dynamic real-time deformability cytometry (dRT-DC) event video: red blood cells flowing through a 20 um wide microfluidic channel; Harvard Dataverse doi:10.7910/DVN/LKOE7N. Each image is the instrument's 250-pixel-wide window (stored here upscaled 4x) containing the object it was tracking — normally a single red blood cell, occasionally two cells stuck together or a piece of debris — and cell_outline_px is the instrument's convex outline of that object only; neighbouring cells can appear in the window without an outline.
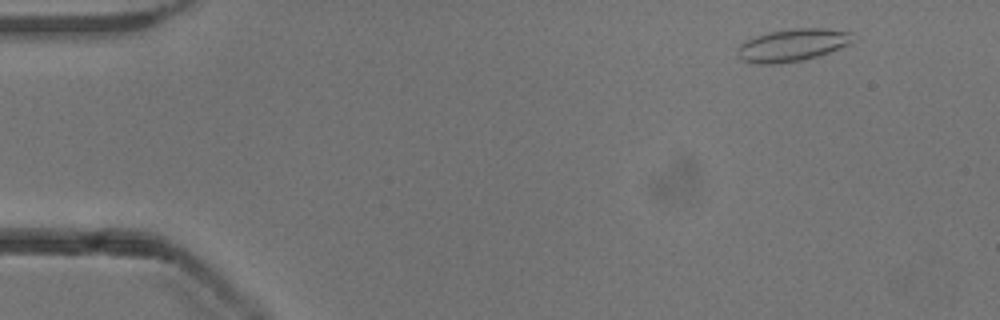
{"species": "common noctule bat (a hibernating species)", "species_latin": "Nyctalus noctula", "temperature_condition": "cold", "stored_images_in_passage": 52, "camera_frame_rate_fps": 3000, "um_per_image_px": 0.085, "animal": {"sex": "male", "body_mass_g": 13.3}, "frame": {"image": 1, "passage_image": 5, "time_ms": 1.333, "image_size_px": [1000, 320], "cell_outline_px": [[856, 40], [840, 48], [804, 60], [776, 64], [752, 64], [744, 60], [740, 56], [736, 48], [740, 44], [756, 36], [772, 32], [792, 28], [828, 28], [852, 32]], "centroid_in_image_um": [67.4, 3.83], "position_along_channel_um": 17.6, "area_um2": 21.79}}
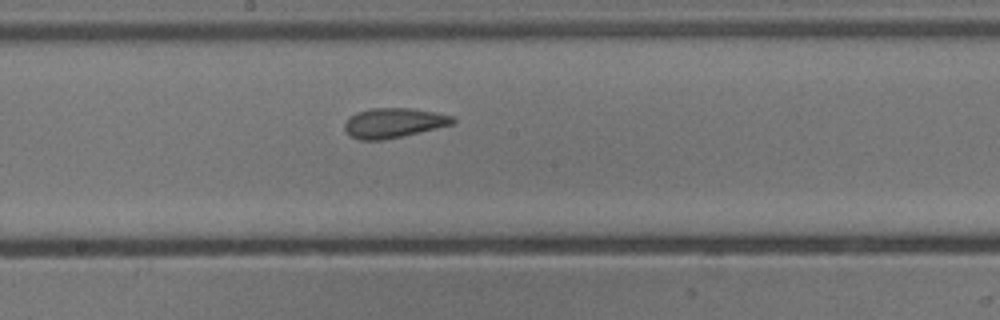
{"frame": {"image": 2, "passage_image": 28, "time_ms": 9.0, "image_size_px": [1000, 320], "cell_outline_px": [[456, 120], [452, 124], [404, 136], [380, 140], [360, 140], [352, 136], [344, 128], [344, 124], [356, 112], [372, 108], [412, 108], [436, 112], [452, 116]], "centroid_in_image_um": [33.48, 10.44], "position_along_channel_um": 214.7, "area_um2": 18.55}}
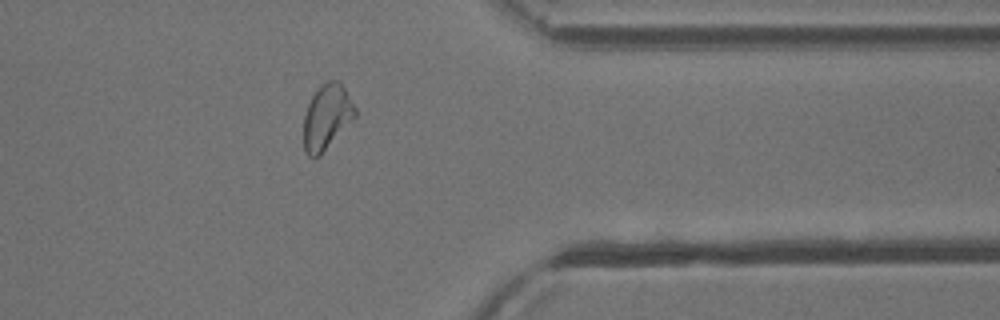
{"frame": {"image": 3, "passage_image": 42, "time_ms": 13.667, "image_size_px": [1000, 320], "cell_outline_px": [[356, 116], [320, 156], [312, 160], [308, 156], [304, 148], [304, 116], [308, 104], [312, 96], [320, 84], [328, 80], [336, 80], [344, 88], [356, 108]], "centroid_in_image_um": [27.76, 9.97], "position_along_channel_um": 383.6, "area_um2": 19.48}, "authors_computed_cell_mechanics": {"area_um2": 19.7098, "velocity_mm_per_s": 3.88, "shape_relaxation_time_tau1_ms": 8.1161, "shape_relaxation_time_tau2_ms": 1.6128, "deformation_change_tau1": 0.1615, "deformation_change_tau2": 0.0771}}